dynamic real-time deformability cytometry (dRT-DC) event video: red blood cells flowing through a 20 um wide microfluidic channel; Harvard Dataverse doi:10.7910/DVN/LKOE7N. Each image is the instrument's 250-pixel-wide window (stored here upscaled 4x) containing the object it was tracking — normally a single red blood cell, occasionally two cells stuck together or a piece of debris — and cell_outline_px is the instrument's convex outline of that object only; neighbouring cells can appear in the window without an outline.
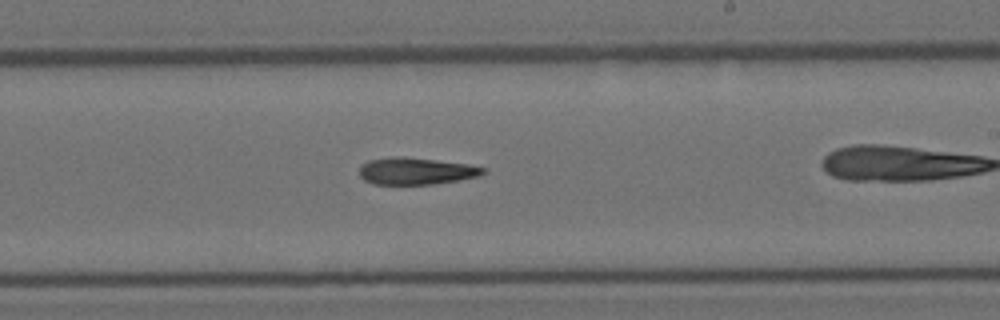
{"species": "Egyptian fruit bat (a non-hibernating species)", "species_latin": "Rousettus aegyptiacus", "temperature_condition": "room temperature", "stored_images_in_passage": 18, "camera_frame_rate_fps": 3000, "um_per_image_px": 0.085, "animal": {"sex": "female"}, "frame": {"image": 1, "passage_image": 11, "time_ms": 3.333, "image_size_px": [1000, 320], "cell_outline_px": [[484, 172], [480, 176], [460, 180], [432, 184], [372, 184], [364, 180], [360, 176], [360, 168], [368, 160], [392, 156], [396, 156], [436, 160], [468, 164], [484, 168]], "centroid_in_image_um": [35.35, 14.54], "position_along_channel_um": 253.7, "area_um2": 19.31}}
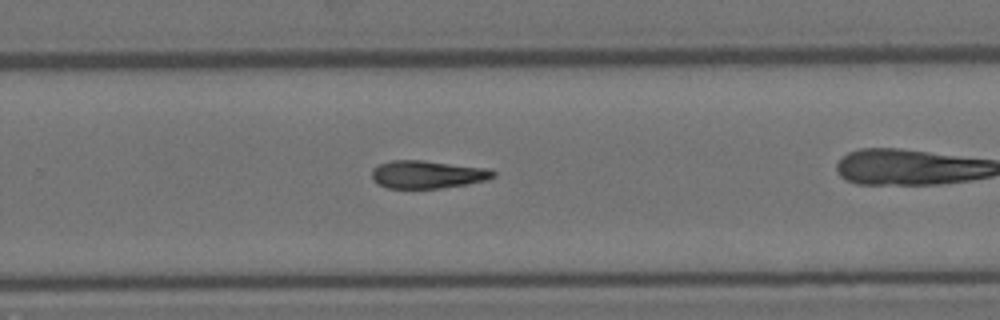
{"frame": {"image": 2, "passage_image": 13, "time_ms": 4.0, "image_size_px": [1000, 320], "cell_outline_px": [[496, 176], [484, 180], [468, 184], [440, 188], [388, 188], [376, 184], [372, 180], [372, 168], [380, 164], [392, 160], [424, 160], [488, 168], [496, 172]], "centroid_in_image_um": [36.32, 14.82], "position_along_channel_um": 293.5, "area_um2": 19.83}}